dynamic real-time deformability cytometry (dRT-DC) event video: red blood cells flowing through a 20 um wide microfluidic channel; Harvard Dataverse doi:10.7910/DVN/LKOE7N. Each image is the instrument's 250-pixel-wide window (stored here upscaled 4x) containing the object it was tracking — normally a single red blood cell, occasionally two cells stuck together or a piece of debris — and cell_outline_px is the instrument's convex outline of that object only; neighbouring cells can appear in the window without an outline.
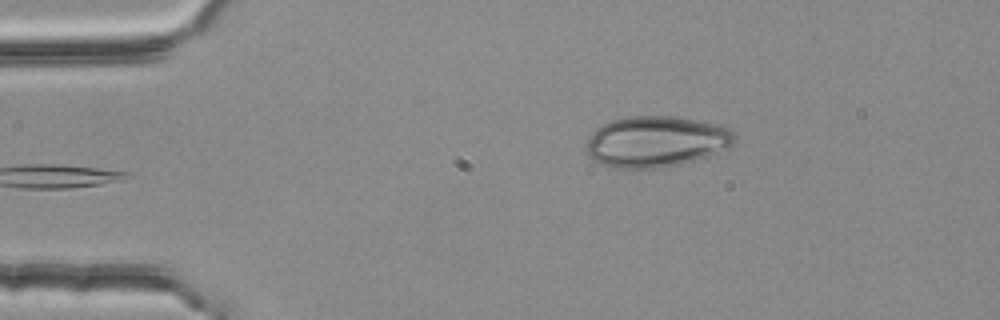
{"species": "common noctule bat (a hibernating species)", "species_latin": "Nyctalus noctula", "temperature_condition": "room temperature", "stored_images_in_passage": 4, "camera_frame_rate_fps": 3000, "um_per_image_px": 0.085, "animal": {"sex": "female", "body_mass_g": 25.1}, "frame": {"image": 1, "passage_image": 4, "time_ms": 1.0, "image_size_px": [1000, 320], "cell_outline_px": [[736, 140], [732, 144], [708, 156], [696, 160], [664, 168], [612, 168], [592, 160], [588, 156], [584, 148], [592, 132], [596, 128], [612, 120], [628, 116], [672, 116], [724, 124], [736, 132]], "centroid_in_image_um": [55.77, 12.03], "position_along_channel_um": 29.2, "area_um2": 44.62}}